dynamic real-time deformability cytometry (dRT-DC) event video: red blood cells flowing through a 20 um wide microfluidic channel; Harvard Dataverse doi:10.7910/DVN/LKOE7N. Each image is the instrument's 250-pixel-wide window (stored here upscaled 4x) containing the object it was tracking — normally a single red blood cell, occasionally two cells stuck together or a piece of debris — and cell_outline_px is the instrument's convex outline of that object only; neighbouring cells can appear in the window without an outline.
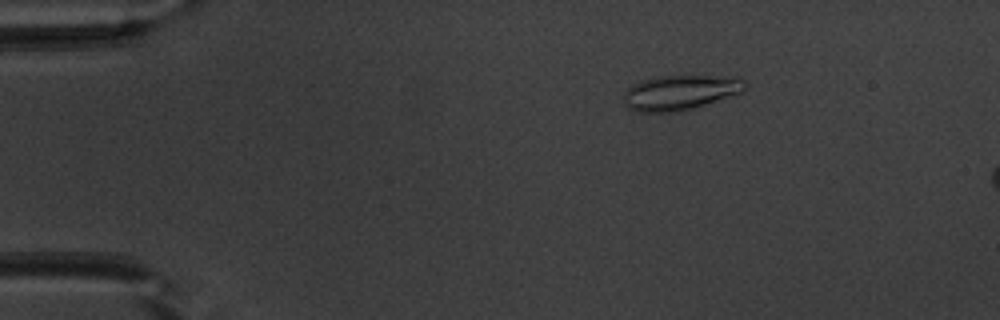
{"species": "common noctule bat (a hibernating species)", "species_latin": "Nyctalus noctula", "temperature_condition": "warm", "stored_images_in_passage": 15, "camera_frame_rate_fps": 3000, "um_per_image_px": 0.085, "animal": {"sex": "male", "body_mass_g": 20.1, "forearm_length_mm": 53.5}, "frame": {"image": 1, "passage_image": 9, "time_ms": 2.667, "image_size_px": [1000, 320], "cell_outline_px": [[748, 88], [744, 92], [680, 112], [636, 112], [628, 108], [624, 104], [624, 92], [632, 84], [640, 80], [660, 76], [708, 76], [744, 80], [748, 84]], "centroid_in_image_um": [57.77, 7.88], "position_along_channel_um": 27.2, "area_um2": 24.68}}